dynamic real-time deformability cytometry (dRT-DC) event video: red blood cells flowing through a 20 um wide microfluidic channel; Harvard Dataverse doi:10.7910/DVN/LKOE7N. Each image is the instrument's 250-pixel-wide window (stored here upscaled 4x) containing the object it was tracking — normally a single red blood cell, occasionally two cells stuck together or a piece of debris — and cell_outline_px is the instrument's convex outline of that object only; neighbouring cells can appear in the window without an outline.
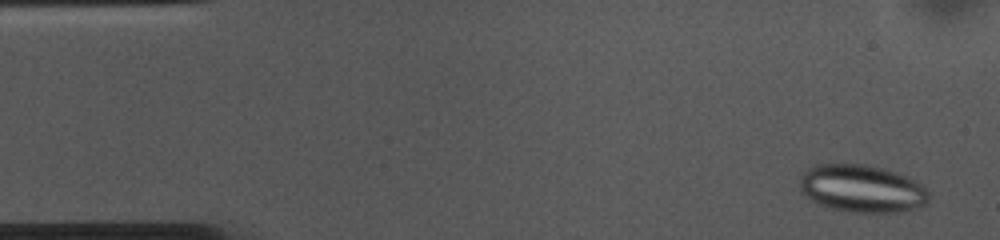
{"species": "common noctule bat (a hibernating species)", "species_latin": "Nyctalus noctula", "temperature_condition": "cold", "stored_images_in_passage": 54, "camera_frame_rate_fps": 3000, "um_per_image_px": 0.085, "animal": {"sex": "female", "body_mass_g": 10.0, "forearm_length_mm": 53.1}, "frame": {"image": 1, "passage_image": 2, "time_ms": 0.333, "image_size_px": [1000, 240], "cell_outline_px": [[928, 200], [920, 208], [900, 212], [852, 212], [832, 208], [820, 204], [804, 196], [800, 192], [800, 176], [808, 168], [816, 164], [864, 164], [884, 168], [896, 172], [920, 184], [928, 192]], "centroid_in_image_um": [73.23, 16.03], "position_along_channel_um": 11.8, "area_um2": 35.72}}
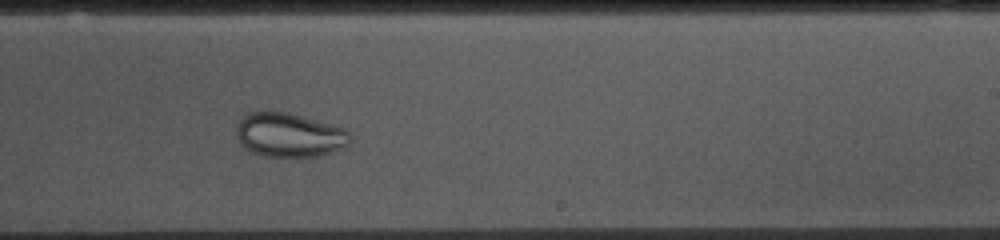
{"frame": {"image": 2, "passage_image": 31, "time_ms": 10.0, "image_size_px": [1000, 240], "cell_outline_px": [[352, 140], [348, 144], [340, 148], [320, 156], [264, 156], [252, 152], [244, 148], [240, 144], [236, 136], [236, 124], [248, 112], [288, 112], [344, 128], [352, 136]], "centroid_in_image_um": [24.56, 11.47], "position_along_channel_um": 264.4, "area_um2": 29.13}}
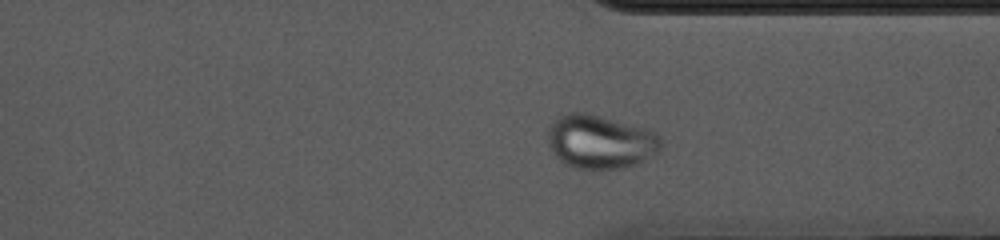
{"frame": {"image": 3, "passage_image": 39, "time_ms": 12.667, "image_size_px": [1000, 240], "cell_outline_px": [[660, 152], [640, 164], [624, 168], [572, 168], [560, 160], [552, 152], [548, 144], [548, 124], [556, 116], [568, 112], [584, 112], [644, 128], [656, 132], [660, 136]], "centroid_in_image_um": [51.0, 12.05], "position_along_channel_um": 360.4, "area_um2": 35.72}}